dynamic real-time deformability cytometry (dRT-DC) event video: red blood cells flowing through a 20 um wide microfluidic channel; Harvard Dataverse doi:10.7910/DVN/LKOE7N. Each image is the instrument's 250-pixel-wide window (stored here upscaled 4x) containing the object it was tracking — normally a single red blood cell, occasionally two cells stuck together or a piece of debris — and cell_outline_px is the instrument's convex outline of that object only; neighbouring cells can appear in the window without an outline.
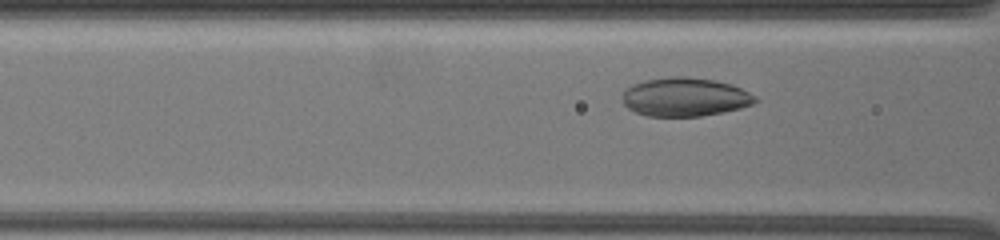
{"species": "common noctule bat (a hibernating species)", "species_latin": "Nyctalus noctula", "temperature_condition": "warm", "stored_images_in_passage": 36, "camera_frame_rate_fps": 3000, "um_per_image_px": 0.085, "animal": {"sex": "female", "body_mass_g": 19.5, "forearm_length_mm": 54.1}, "frame": {"image": 1, "passage_image": 8, "time_ms": 2.333, "image_size_px": [1000, 240], "cell_outline_px": [[760, 100], [752, 104], [740, 108], [700, 116], [648, 116], [636, 112], [628, 108], [624, 104], [624, 92], [632, 84], [644, 80], [668, 76], [684, 76], [712, 80], [732, 84], [756, 96]], "centroid_in_image_um": [58.23, 8.24], "position_along_channel_um": 108.4, "area_um2": 29.77}}
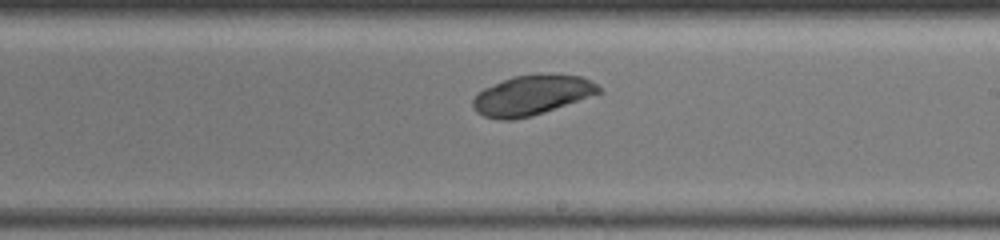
{"frame": {"image": 2, "passage_image": 20, "time_ms": 6.333, "image_size_px": [1000, 240], "cell_outline_px": [[604, 92], [532, 116], [512, 120], [500, 120], [484, 116], [476, 112], [472, 104], [472, 100], [484, 88], [512, 76], [536, 72], [540, 72], [580, 76], [592, 80]], "centroid_in_image_um": [45.23, 8.07], "position_along_channel_um": 243.8, "area_um2": 29.65}}
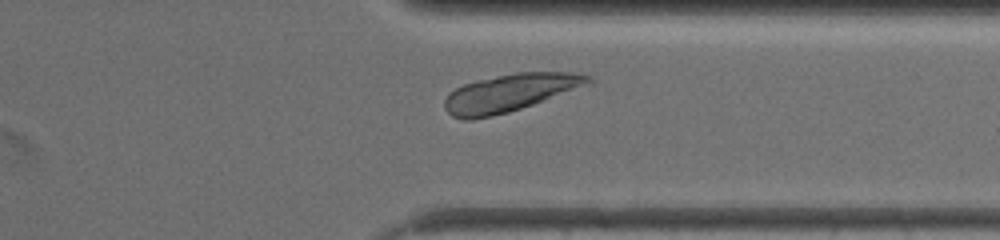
{"frame": {"image": 3, "passage_image": 31, "time_ms": 10.0, "image_size_px": [1000, 240], "cell_outline_px": [[592, 84], [508, 112], [472, 120], [464, 120], [452, 116], [444, 108], [444, 100], [448, 92], [464, 84], [480, 80], [516, 72], [568, 72], [592, 76]], "centroid_in_image_um": [43.33, 7.89], "position_along_channel_um": 368.1, "area_um2": 31.21}}